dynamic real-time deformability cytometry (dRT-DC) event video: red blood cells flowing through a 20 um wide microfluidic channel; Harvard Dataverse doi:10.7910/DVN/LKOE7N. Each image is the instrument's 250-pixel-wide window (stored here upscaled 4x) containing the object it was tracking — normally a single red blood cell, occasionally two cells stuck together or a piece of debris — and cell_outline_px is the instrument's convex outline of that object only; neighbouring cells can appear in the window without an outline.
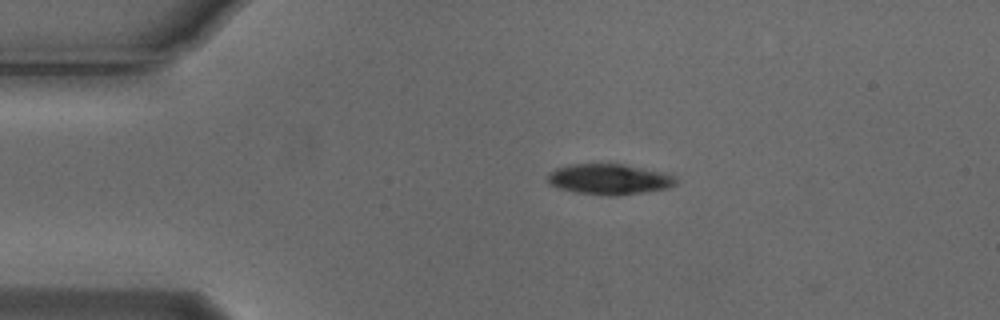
{"species": "Egyptian fruit bat (a non-hibernating species)", "species_latin": "Rousettus aegyptiacus", "temperature_condition": "cold", "stored_images_in_passage": 3, "camera_frame_rate_fps": 3000, "um_per_image_px": 0.085, "animal": {"sex": "male"}, "frame": {"image": 1, "passage_image": 1, "time_ms": 0.0, "image_size_px": [1000, 320], "cell_outline_px": [[680, 184], [668, 188], [648, 192], [616, 196], [608, 196], [576, 192], [560, 188], [548, 184], [544, 176], [548, 172], [556, 168], [568, 164], [608, 160], [660, 172], [676, 176], [680, 180]], "centroid_in_image_um": [51.77, 15.19], "position_along_channel_um": 33.2, "area_um2": 24.22}}